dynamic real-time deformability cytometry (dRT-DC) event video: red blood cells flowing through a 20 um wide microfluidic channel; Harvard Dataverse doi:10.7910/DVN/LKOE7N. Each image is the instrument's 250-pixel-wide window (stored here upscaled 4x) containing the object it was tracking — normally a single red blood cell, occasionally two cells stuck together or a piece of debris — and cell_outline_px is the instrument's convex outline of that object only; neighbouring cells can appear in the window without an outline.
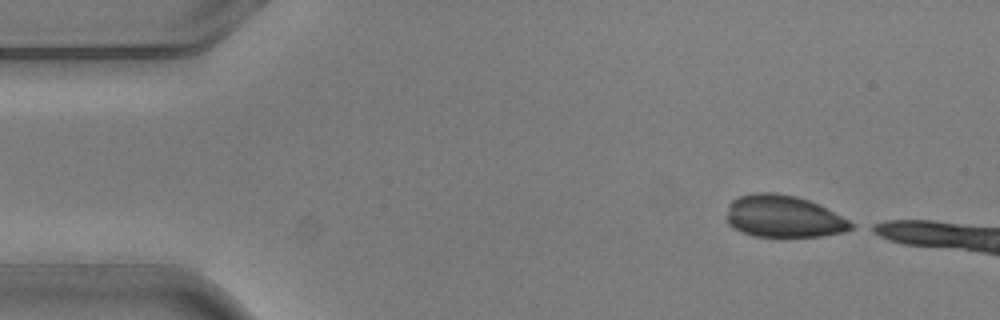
{"species": "common noctule bat (a hibernating species)", "species_latin": "Nyctalus noctula", "temperature_condition": "warm", "stored_images_in_passage": 3, "camera_frame_rate_fps": 3000, "um_per_image_px": 0.085, "animal": {"sex": "male", "body_mass_g": 20.5, "forearm_length_mm": 52.5}, "frame": {"image": 1, "passage_image": 1, "time_ms": 0.0, "image_size_px": [1000, 320], "cell_outline_px": [[856, 228], [844, 232], [820, 236], [752, 236], [732, 228], [728, 224], [724, 216], [728, 204], [732, 200], [740, 196], [752, 192], [776, 192], [796, 196], [808, 200], [856, 224]], "centroid_in_image_um": [66.53, 18.39], "position_along_channel_um": 18.5, "area_um2": 30.69}}